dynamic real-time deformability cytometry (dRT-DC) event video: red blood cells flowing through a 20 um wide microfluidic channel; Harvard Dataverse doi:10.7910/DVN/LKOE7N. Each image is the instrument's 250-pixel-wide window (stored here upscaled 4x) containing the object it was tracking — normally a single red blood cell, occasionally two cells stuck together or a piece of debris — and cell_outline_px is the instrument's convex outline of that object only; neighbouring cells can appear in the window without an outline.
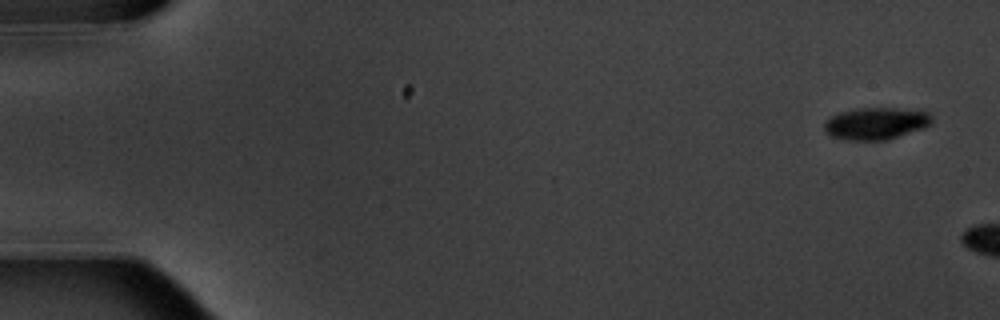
{"species": "common noctule bat (a hibernating species)", "species_latin": "Nyctalus noctula", "temperature_condition": "warm", "stored_images_in_passage": 3, "camera_frame_rate_fps": 3000, "um_per_image_px": 0.085, "animal": {"sex": "male", "body_mass_g": 20.1, "forearm_length_mm": 53.5}, "frame": {"image": 1, "passage_image": 1, "time_ms": 0.0, "image_size_px": [1000, 320], "cell_outline_px": [[932, 124], [924, 128], [888, 140], [848, 140], [832, 136], [824, 132], [824, 124], [832, 116], [840, 112], [856, 108], [896, 108], [928, 112], [932, 116]], "centroid_in_image_um": [74.47, 10.5], "position_along_channel_um": 10.5, "area_um2": 20.11}}